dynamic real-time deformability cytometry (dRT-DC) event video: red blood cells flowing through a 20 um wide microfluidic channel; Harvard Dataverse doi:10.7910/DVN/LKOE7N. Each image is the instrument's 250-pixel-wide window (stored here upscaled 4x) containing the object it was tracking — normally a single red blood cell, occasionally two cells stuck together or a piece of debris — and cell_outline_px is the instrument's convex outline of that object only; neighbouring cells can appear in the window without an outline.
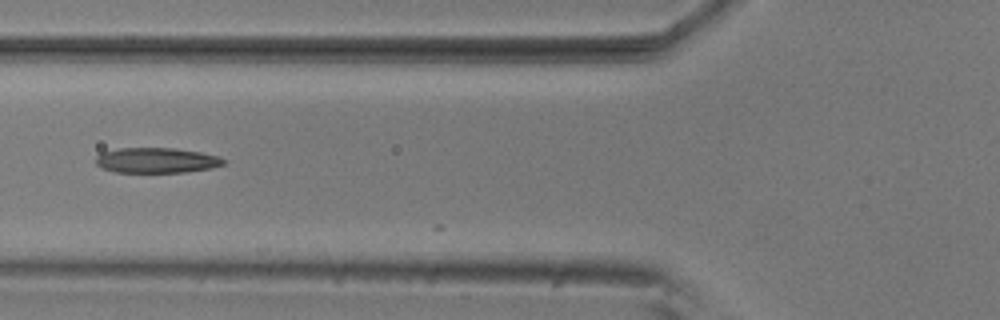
{"species": "common noctule bat (a hibernating species)", "species_latin": "Nyctalus noctula", "temperature_condition": "room temperature", "stored_images_in_passage": 6, "camera_frame_rate_fps": 3000, "um_per_image_px": 0.085, "animal": {"sex": "male", "body_mass_g": 20.5, "forearm_length_mm": 52.5}, "frame": {"image": 1, "passage_image": 6, "time_ms": 1.667, "image_size_px": [1000, 320], "cell_outline_px": [[228, 160], [224, 164], [212, 168], [184, 172], [116, 172], [104, 168], [96, 164], [96, 156], [100, 152], [120, 148], [176, 148], [200, 152], [216, 156]], "centroid_in_image_um": [13.31, 13.62], "position_along_channel_um": 112.5, "area_um2": 18.79}}